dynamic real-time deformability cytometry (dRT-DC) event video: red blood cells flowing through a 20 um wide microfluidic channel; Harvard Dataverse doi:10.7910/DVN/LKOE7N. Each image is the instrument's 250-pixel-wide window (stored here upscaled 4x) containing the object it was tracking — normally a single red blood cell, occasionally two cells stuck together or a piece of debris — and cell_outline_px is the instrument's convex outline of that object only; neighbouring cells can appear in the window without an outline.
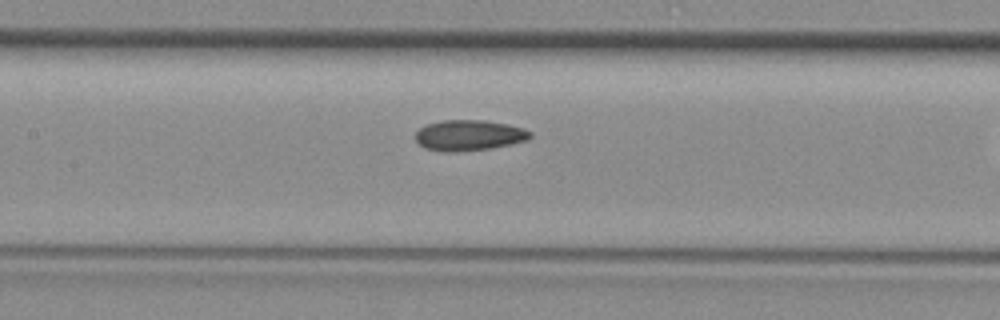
{"species": "common noctule bat (a hibernating species)", "species_latin": "Nyctalus noctula", "temperature_condition": "room temperature", "stored_images_in_passage": 26, "camera_frame_rate_fps": 3000, "um_per_image_px": 0.085, "animal": {"sex": "female", "body_mass_g": 29.2, "forearm_length_mm": 56.3}, "frame": {"image": 1, "passage_image": 19, "time_ms": 6.0, "image_size_px": [1000, 320], "cell_outline_px": [[532, 136], [528, 140], [488, 148], [452, 152], [444, 152], [424, 148], [416, 140], [416, 132], [420, 128], [428, 124], [440, 120], [484, 120], [508, 124], [524, 128], [532, 132]], "centroid_in_image_um": [39.87, 11.49], "position_along_channel_um": 167.5, "area_um2": 20.4}}
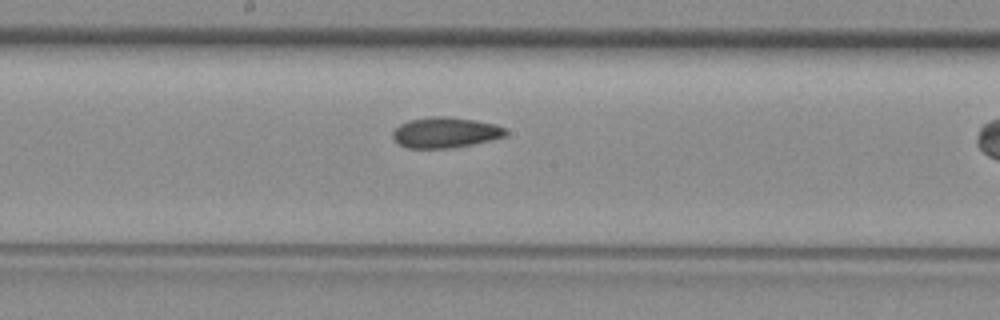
{"frame": {"image": 2, "passage_image": 22, "time_ms": 7.0, "image_size_px": [1000, 320], "cell_outline_px": [[508, 132], [504, 136], [472, 144], [452, 148], [408, 148], [400, 144], [392, 136], [392, 132], [400, 124], [408, 120], [428, 116], [448, 116], [496, 124], [504, 128]], "centroid_in_image_um": [37.82, 11.25], "position_along_channel_um": 210.4, "area_um2": 20.0}}